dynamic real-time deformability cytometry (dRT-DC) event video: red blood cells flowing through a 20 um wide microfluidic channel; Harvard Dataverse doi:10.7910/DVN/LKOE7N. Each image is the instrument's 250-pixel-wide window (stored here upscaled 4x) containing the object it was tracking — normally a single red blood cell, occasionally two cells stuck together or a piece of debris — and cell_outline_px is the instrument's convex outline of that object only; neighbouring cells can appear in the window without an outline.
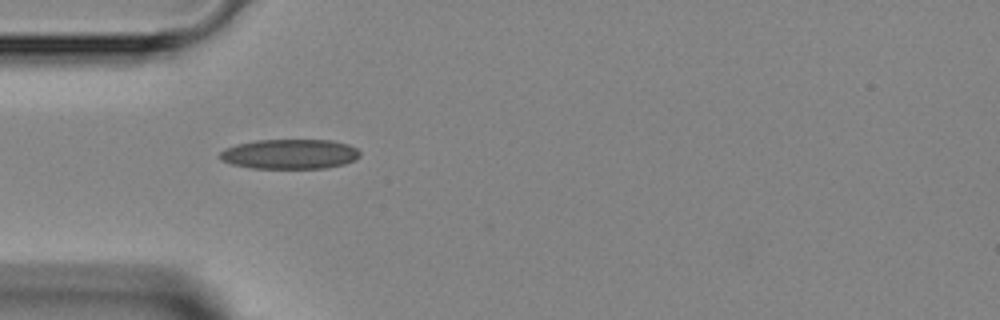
{"species": "Egyptian fruit bat (a non-hibernating species)", "species_latin": "Rousettus aegyptiacus", "temperature_condition": "room temperature", "stored_images_in_passage": 2, "camera_frame_rate_fps": 3000, "um_per_image_px": 0.085, "animal": {"sex": "female"}, "frame": {"image": 1, "passage_image": 1, "time_ms": 0.0, "image_size_px": [1000, 320], "cell_outline_px": [[360, 156], [356, 160], [344, 164], [324, 168], [252, 168], [232, 164], [220, 160], [216, 156], [224, 148], [236, 144], [256, 140], [332, 140], [348, 144], [356, 148], [360, 152]], "centroid_in_image_um": [24.6, 13.09], "position_along_channel_um": 60.4, "area_um2": 24.57}}